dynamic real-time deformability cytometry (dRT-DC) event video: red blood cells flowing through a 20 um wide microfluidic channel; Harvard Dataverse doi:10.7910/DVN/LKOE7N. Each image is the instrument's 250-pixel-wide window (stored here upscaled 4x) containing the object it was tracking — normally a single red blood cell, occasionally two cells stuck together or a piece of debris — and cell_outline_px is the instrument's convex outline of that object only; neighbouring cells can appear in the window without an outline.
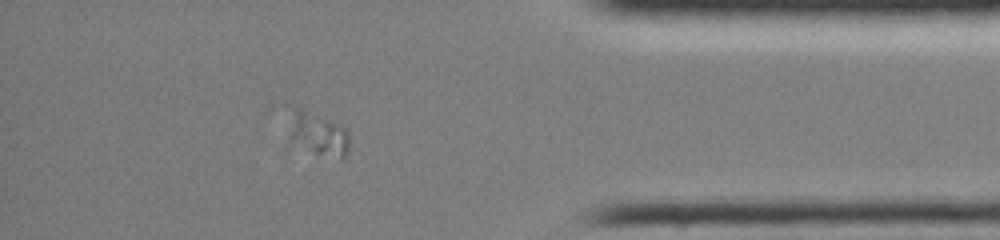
{"species": "common noctule bat (a hibernating species)", "species_latin": "Nyctalus noctula", "temperature_condition": "room temperature", "stored_images_in_passage": 48, "segment_of_instrument_passage": [2, 2], "camera_frame_rate_fps": 3000, "um_per_image_px": 0.085, "animal": {"sex": "female", "body_mass_g": 19.0, "forearm_length_mm": 51.5}, "frame": {"image": 1, "passage_image": 42, "time_ms": 13.667, "image_size_px": [1000, 240], "cell_outline_px": [[348, 152], [340, 160], [316, 152], [292, 136], [284, 104], [288, 104], [300, 108], [340, 124], [348, 132]], "centroid_in_image_um": [27.02, 11.26], "position_along_channel_um": 408.2, "area_um2": 14.85}}